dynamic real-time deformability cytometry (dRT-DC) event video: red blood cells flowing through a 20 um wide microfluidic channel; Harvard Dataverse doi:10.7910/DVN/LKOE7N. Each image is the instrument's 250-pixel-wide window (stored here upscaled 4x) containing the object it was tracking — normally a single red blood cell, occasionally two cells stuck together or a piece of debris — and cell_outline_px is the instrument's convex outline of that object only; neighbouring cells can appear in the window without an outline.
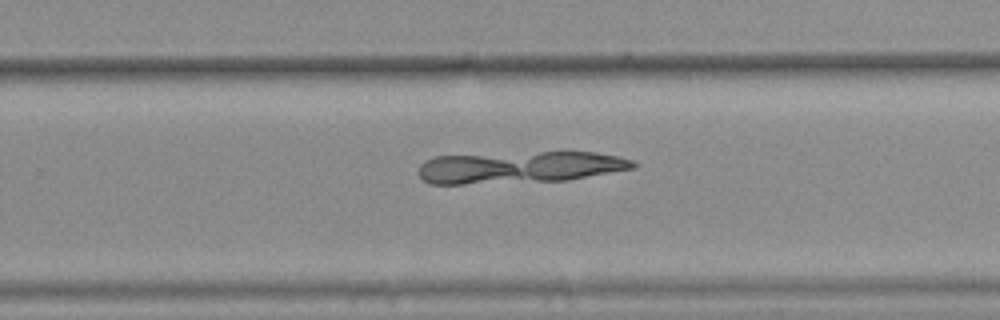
{"species": "common noctule bat (a hibernating species)", "species_latin": "Nyctalus noctula", "temperature_condition": "warm", "stored_images_in_passage": 46, "camera_frame_rate_fps": 3000, "um_per_image_px": 0.085, "animal": {"sex": "female", "body_mass_g": 25.1}, "frame": {"image": 1, "passage_image": 33, "time_ms": 10.667, "image_size_px": [1000, 320], "cell_outline_px": [[640, 164], [636, 168], [568, 180], [464, 184], [428, 184], [416, 172], [420, 164], [424, 160], [432, 156], [540, 152], [596, 152], [616, 156], [632, 160]], "centroid_in_image_um": [44.14, 14.22], "position_along_channel_um": 285.7, "area_um2": 40.11}}
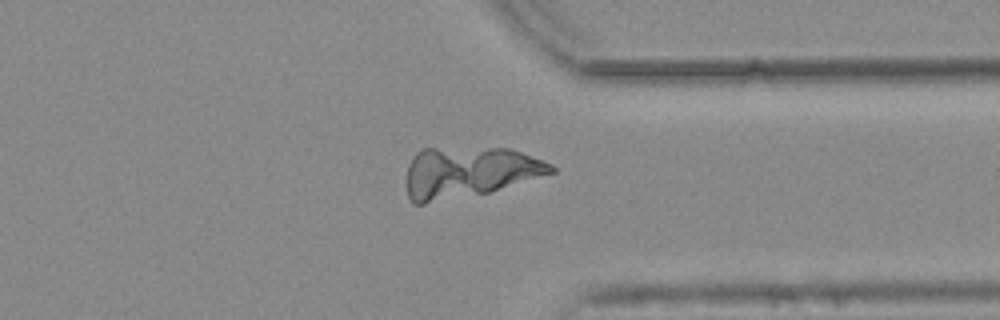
{"frame": {"image": 2, "passage_image": 40, "time_ms": 13.0, "image_size_px": [1000, 320], "cell_outline_px": [[556, 172], [488, 192], [424, 204], [412, 204], [408, 196], [408, 164], [416, 152], [424, 148], [512, 148], [544, 160], [552, 164], [556, 168]], "centroid_in_image_um": [39.87, 14.62], "position_along_channel_um": 371.5, "area_um2": 42.77}}